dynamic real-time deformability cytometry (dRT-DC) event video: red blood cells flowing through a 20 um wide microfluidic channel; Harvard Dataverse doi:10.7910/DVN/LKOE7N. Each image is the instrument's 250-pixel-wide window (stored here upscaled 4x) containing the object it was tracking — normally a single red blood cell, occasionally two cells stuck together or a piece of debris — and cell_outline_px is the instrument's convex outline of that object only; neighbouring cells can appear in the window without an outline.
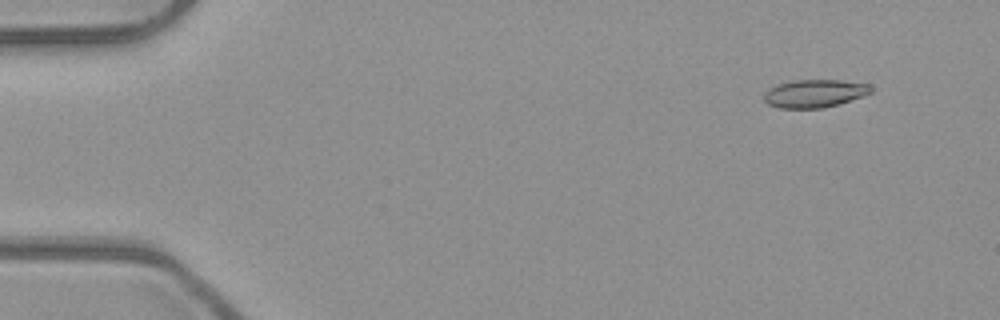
{"species": "common noctule bat (a hibernating species)", "species_latin": "Nyctalus noctula", "temperature_condition": "room temperature", "stored_images_in_passage": 5, "camera_frame_rate_fps": 3000, "um_per_image_px": 0.085, "animal": {"sex": "male", "body_mass_g": 23.1, "forearm_length_mm": 52.7}, "frame": {"image": 1, "passage_image": 2, "time_ms": 0.333, "image_size_px": [1000, 320], "cell_outline_px": [[872, 92], [836, 104], [820, 108], [780, 108], [768, 104], [764, 100], [764, 92], [768, 88], [792, 80], [840, 80], [868, 84], [872, 88]], "centroid_in_image_um": [69.18, 7.93], "position_along_channel_um": 15.8, "area_um2": 17.11}}
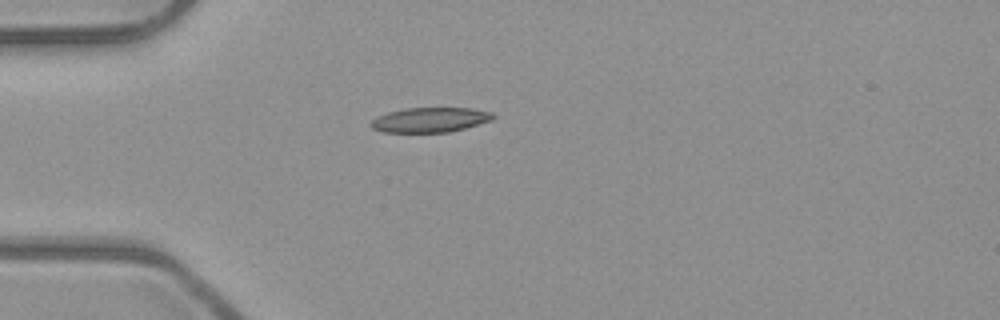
{"frame": {"image": 2, "passage_image": 5, "time_ms": 1.333, "image_size_px": [1000, 320], "cell_outline_px": [[496, 116], [492, 120], [464, 128], [448, 132], [384, 132], [372, 128], [372, 120], [376, 116], [388, 112], [404, 108], [472, 108], [492, 112]], "centroid_in_image_um": [36.57, 10.18], "position_along_channel_um": 48.4, "area_um2": 17.57}}